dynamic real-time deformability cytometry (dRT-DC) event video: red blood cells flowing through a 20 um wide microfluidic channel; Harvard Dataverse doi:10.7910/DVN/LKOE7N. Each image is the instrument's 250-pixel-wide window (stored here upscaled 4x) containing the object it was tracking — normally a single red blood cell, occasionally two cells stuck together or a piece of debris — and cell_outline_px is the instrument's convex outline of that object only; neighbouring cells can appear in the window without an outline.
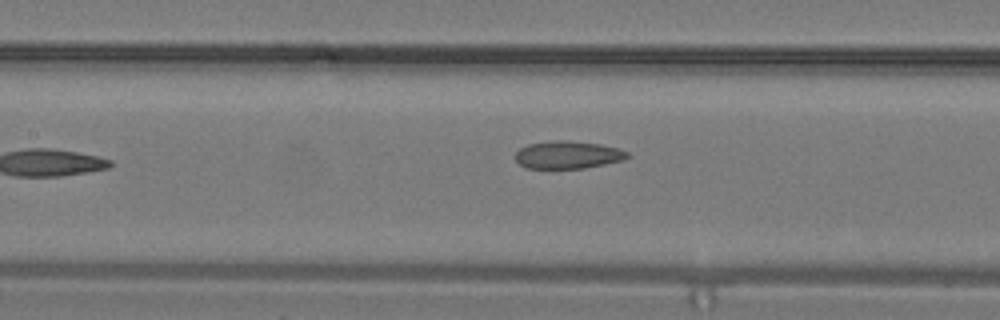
{"species": "common noctule bat (a hibernating species)", "species_latin": "Nyctalus noctula", "temperature_condition": "warm", "stored_images_in_passage": 9, "camera_frame_rate_fps": 3000, "um_per_image_px": 0.085, "animal": {"sex": "male", "body_mass_g": 19.2, "forearm_length_mm": 51.8}, "frame": {"image": 1, "passage_image": 9, "time_ms": 2.667, "image_size_px": [1000, 320], "cell_outline_px": [[632, 156], [624, 160], [584, 168], [524, 168], [516, 160], [516, 152], [520, 148], [528, 144], [560, 140], [564, 140], [600, 144], [616, 148], [628, 152]], "centroid_in_image_um": [48.28, 13.17], "position_along_channel_um": 159.1, "area_um2": 17.92}}